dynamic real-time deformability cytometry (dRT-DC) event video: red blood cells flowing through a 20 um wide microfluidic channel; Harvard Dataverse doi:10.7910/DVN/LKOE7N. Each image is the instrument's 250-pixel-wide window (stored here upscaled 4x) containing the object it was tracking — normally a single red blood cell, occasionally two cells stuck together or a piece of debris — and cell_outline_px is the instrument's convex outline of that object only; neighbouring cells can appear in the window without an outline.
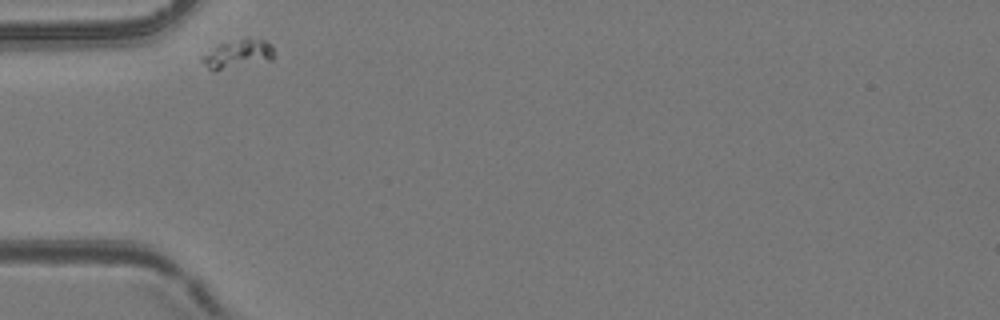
{"species": "common noctule bat (a hibernating species)", "species_latin": "Nyctalus noctula", "temperature_condition": "room temperature", "stored_images_in_passage": 2, "camera_frame_rate_fps": 3000, "um_per_image_px": 0.085, "animal": {"sex": "female", "body_mass_g": 24.6, "forearm_length_mm": 56.2}, "frame": {"image": 1, "passage_image": 1, "time_ms": 0.0, "image_size_px": [1000, 320], "cell_outline_px": [[276, 56], [272, 60], [216, 72], [212, 72], [200, 60], [200, 56], [216, 44], [244, 36], [248, 36], [264, 40], [272, 44]], "centroid_in_image_um": [20.21, 4.57], "position_along_channel_um": 64.8, "area_um2": 13.01}}